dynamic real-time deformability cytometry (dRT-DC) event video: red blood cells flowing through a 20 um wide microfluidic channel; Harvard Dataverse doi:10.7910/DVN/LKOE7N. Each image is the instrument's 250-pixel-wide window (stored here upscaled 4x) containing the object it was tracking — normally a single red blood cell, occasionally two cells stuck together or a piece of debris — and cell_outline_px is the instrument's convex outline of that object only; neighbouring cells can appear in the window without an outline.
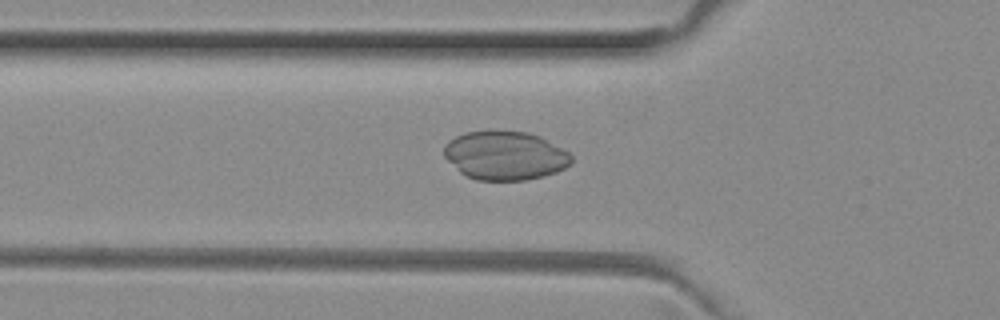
{"species": "common noctule bat (a hibernating species)", "species_latin": "Nyctalus noctula", "temperature_condition": "room temperature", "stored_images_in_passage": 50, "camera_frame_rate_fps": 3000, "um_per_image_px": 0.085, "animal": {"sex": "female", "body_mass_g": 29.2, "forearm_length_mm": 56.3}, "frame": {"image": 1, "passage_image": 16, "time_ms": 5.0, "image_size_px": [1000, 320], "cell_outline_px": [[572, 164], [556, 172], [544, 176], [524, 180], [476, 180], [460, 172], [444, 156], [444, 144], [448, 140], [464, 132], [488, 128], [528, 132], [540, 136], [568, 152], [572, 156]], "centroid_in_image_um": [42.91, 13.18], "position_along_channel_um": 82.9, "area_um2": 36.82}}
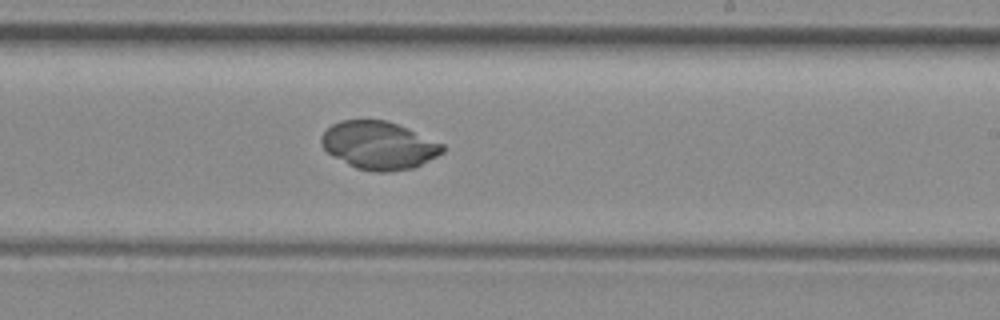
{"frame": {"image": 2, "passage_image": 29, "time_ms": 9.333, "image_size_px": [1000, 320], "cell_outline_px": [[444, 152], [416, 168], [388, 172], [372, 172], [356, 168], [348, 164], [328, 152], [320, 144], [320, 136], [332, 124], [340, 120], [388, 120], [408, 128], [444, 144]], "centroid_in_image_um": [32.23, 12.36], "position_along_channel_um": 256.8, "area_um2": 34.04}}
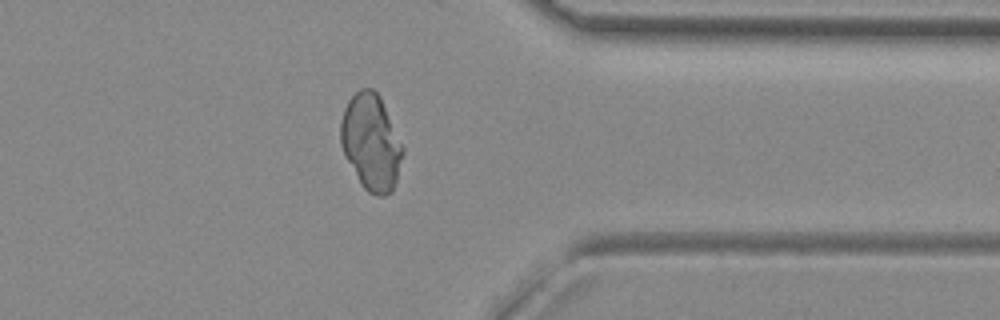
{"frame": {"image": 3, "passage_image": 39, "time_ms": 12.667, "image_size_px": [1000, 320], "cell_outline_px": [[404, 152], [396, 180], [392, 192], [384, 196], [376, 196], [368, 192], [364, 188], [344, 156], [340, 144], [340, 120], [344, 108], [348, 100], [360, 88], [372, 88], [380, 96], [404, 148]], "centroid_in_image_um": [31.53, 12.09], "position_along_channel_um": 379.9, "area_um2": 34.85}}